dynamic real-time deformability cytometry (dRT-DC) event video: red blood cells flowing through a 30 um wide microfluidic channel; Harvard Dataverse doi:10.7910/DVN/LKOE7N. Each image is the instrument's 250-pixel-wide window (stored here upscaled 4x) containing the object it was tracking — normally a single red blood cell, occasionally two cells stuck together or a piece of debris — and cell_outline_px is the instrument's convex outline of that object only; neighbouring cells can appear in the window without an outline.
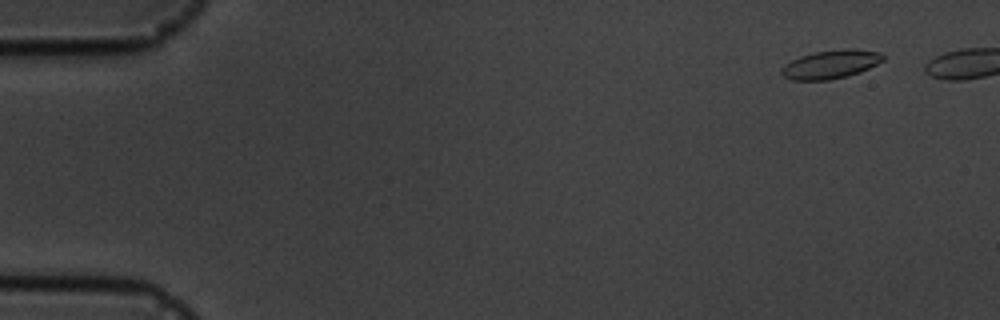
{"species": "common noctule bat (a hibernating species)", "species_latin": "Nyctalus noctula", "temperature_condition": "cold", "stored_images_in_passage": 5, "camera_frame_rate_fps": 3000, "um_per_image_px": 0.085, "animal": {"sex": "male", "body_mass_g": 19.5, "forearm_length_mm": 54.6}, "frame": {"image": 1, "passage_image": 2, "time_ms": 1.333, "image_size_px": [1000, 320], "cell_outline_px": [[884, 60], [860, 72], [848, 76], [828, 80], [792, 80], [784, 76], [780, 72], [780, 68], [784, 64], [800, 56], [816, 52], [880, 52], [884, 56]], "centroid_in_image_um": [70.51, 5.54], "position_along_channel_um": 14.5, "area_um2": 15.9}}